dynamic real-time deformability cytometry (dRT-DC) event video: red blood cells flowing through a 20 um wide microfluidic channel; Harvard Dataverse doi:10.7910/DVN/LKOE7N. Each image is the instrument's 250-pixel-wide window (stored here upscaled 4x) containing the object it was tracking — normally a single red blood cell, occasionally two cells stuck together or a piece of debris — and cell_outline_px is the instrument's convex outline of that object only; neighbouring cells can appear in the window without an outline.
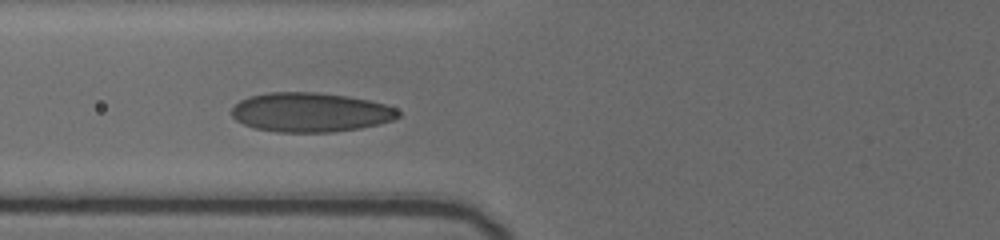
{"species": "human", "species_latin": "Homo sapiens", "temperature_condition": "cold", "stored_images_in_passage": 8, "camera_frame_rate_fps": 3000, "um_per_image_px": 0.085, "donor": {"sex": "female"}, "frame": {"image": 1, "passage_image": 6, "time_ms": 3.0, "image_size_px": [1000, 240], "cell_outline_px": [[400, 116], [392, 120], [360, 128], [332, 132], [276, 132], [252, 128], [236, 120], [232, 116], [232, 108], [240, 100], [248, 96], [268, 92], [316, 92], [348, 96], [368, 100], [384, 104], [396, 108], [400, 112]], "centroid_in_image_um": [26.36, 9.54], "position_along_channel_um": 99.4, "area_um2": 38.26}}
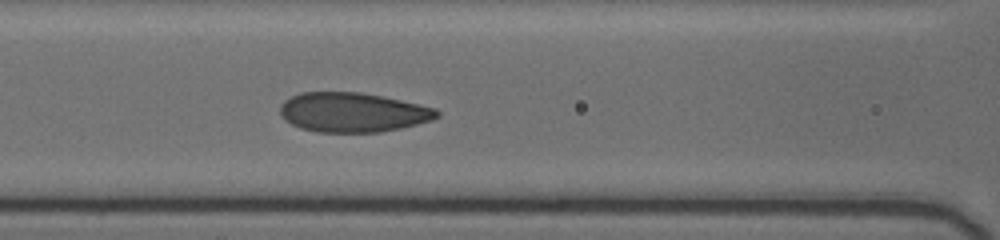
{"frame": {"image": 2, "passage_image": 8, "time_ms": 4.0, "image_size_px": [1000, 240], "cell_outline_px": [[440, 116], [432, 120], [400, 128], [380, 132], [316, 132], [300, 128], [284, 120], [280, 116], [280, 104], [284, 100], [300, 92], [360, 92], [400, 100], [436, 108], [440, 112]], "centroid_in_image_um": [29.95, 9.55], "position_along_channel_um": 136.6, "area_um2": 36.18}}